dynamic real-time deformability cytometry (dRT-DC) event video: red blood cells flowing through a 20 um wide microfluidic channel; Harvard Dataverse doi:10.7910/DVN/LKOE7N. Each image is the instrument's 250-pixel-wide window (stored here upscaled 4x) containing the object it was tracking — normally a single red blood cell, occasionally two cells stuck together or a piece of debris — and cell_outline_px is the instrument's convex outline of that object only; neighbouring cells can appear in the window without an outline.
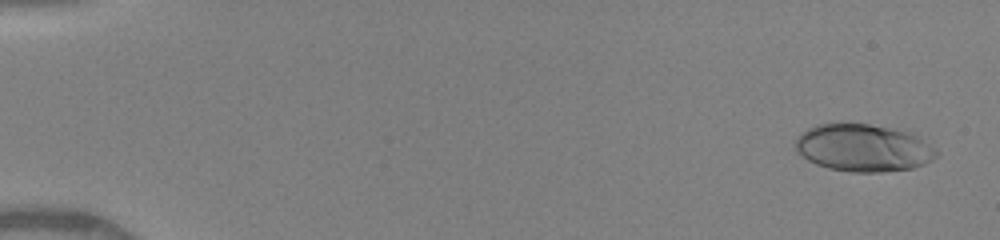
{"species": "human", "species_latin": "Homo sapiens", "temperature_condition": "warm", "stored_images_in_passage": 49, "camera_frame_rate_fps": 3000, "um_per_image_px": 0.085, "donor": {"sex": "female"}, "frame": {"image": 1, "passage_image": 2, "time_ms": 0.333, "image_size_px": [1000, 240], "cell_outline_px": [[940, 152], [932, 160], [924, 164], [912, 168], [880, 172], [848, 172], [828, 168], [816, 164], [808, 160], [796, 152], [796, 140], [808, 128], [816, 124], [868, 124], [908, 132], [916, 136]], "centroid_in_image_um": [73.37, 12.59], "position_along_channel_um": 11.6, "area_um2": 38.49}}
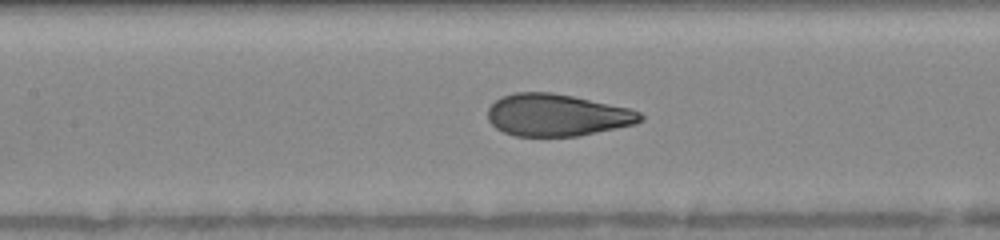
{"frame": {"image": 2, "passage_image": 24, "time_ms": 7.667, "image_size_px": [1000, 240], "cell_outline_px": [[644, 120], [636, 124], [580, 136], [516, 136], [504, 132], [496, 128], [488, 120], [488, 108], [500, 96], [516, 92], [552, 92], [632, 108], [640, 112], [644, 116]], "centroid_in_image_um": [47.38, 9.78], "position_along_channel_um": 160.0, "area_um2": 37.74}}
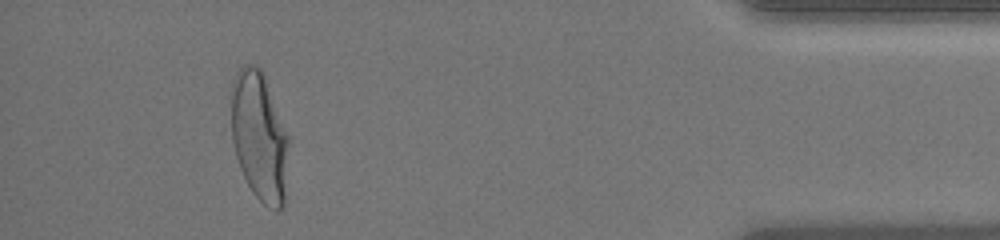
{"frame": {"image": 3, "passage_image": 46, "time_ms": 15.0, "image_size_px": [1000, 240], "cell_outline_px": [[288, 144], [284, 204], [276, 212], [268, 208], [252, 192], [240, 168], [236, 156], [232, 140], [232, 80], [236, 72], [244, 64], [256, 64], [264, 72], [288, 136]], "centroid_in_image_um": [22.04, 11.57], "position_along_channel_um": 413.2, "area_um2": 43.23}, "authors_computed_cell_mechanics": {"area_um2": 38.2636, "velocity_mm_per_s": 4.1183, "shape_relaxation_time_tau1_ms": 5.9074, "shape_relaxation_time_tau2_ms": null, "deformation_change_tau1": 0.2296, "deformation_change_tau2": null}}